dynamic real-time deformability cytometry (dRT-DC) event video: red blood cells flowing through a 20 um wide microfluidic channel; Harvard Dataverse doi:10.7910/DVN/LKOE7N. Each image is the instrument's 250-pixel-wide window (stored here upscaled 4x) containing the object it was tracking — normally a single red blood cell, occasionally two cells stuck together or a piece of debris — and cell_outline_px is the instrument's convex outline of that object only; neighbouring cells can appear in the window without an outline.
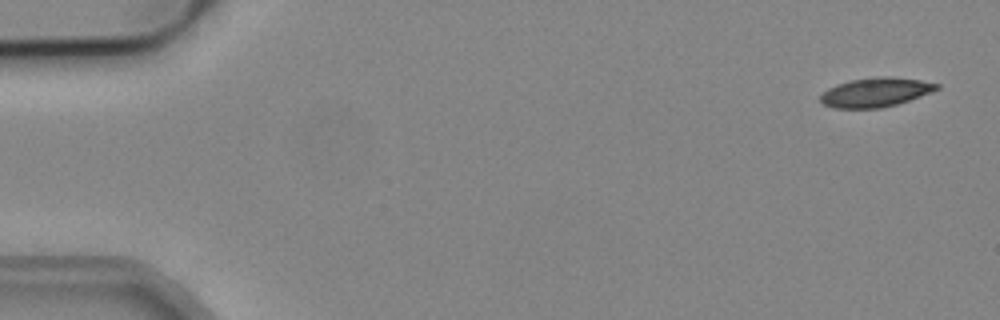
{"species": "common noctule bat (a hibernating species)", "species_latin": "Nyctalus noctula", "temperature_condition": "cold", "stored_images_in_passage": 53, "camera_frame_rate_fps": 3000, "um_per_image_px": 0.085, "animal": {"sex": "male", "body_mass_g": 19.2, "forearm_length_mm": 51.8}, "frame": {"image": 1, "passage_image": 2, "time_ms": 0.333, "image_size_px": [1000, 320], "cell_outline_px": [[940, 88], [932, 92], [896, 104], [880, 108], [832, 108], [824, 104], [820, 100], [820, 96], [828, 88], [836, 84], [852, 80], [884, 76], [892, 76], [920, 80], [940, 84]], "centroid_in_image_um": [74.43, 7.84], "position_along_channel_um": 10.6, "area_um2": 19.65}}
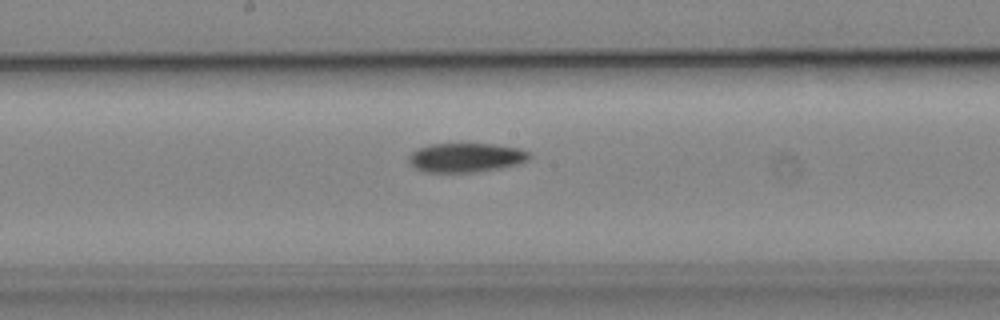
{"frame": {"image": 2, "passage_image": 28, "time_ms": 9.0, "image_size_px": [1000, 320], "cell_outline_px": [[532, 156], [528, 160], [520, 164], [500, 168], [476, 172], [424, 172], [408, 164], [408, 156], [412, 152], [428, 144], [492, 144], [520, 148], [532, 152]], "centroid_in_image_um": [39.63, 13.4], "position_along_channel_um": 208.6, "area_um2": 20.75}}
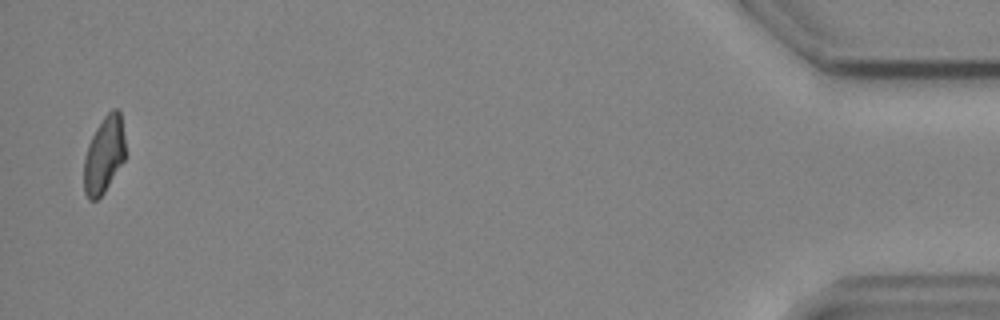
{"frame": {"image": 3, "passage_image": 52, "time_ms": 17.0, "image_size_px": [1000, 320], "cell_outline_px": [[124, 160], [104, 192], [96, 200], [88, 200], [84, 192], [84, 156], [88, 144], [96, 128], [104, 116], [112, 108], [116, 108], [120, 112], [124, 136]], "centroid_in_image_um": [8.82, 13.16], "position_along_channel_um": 426.4, "area_um2": 18.38}}